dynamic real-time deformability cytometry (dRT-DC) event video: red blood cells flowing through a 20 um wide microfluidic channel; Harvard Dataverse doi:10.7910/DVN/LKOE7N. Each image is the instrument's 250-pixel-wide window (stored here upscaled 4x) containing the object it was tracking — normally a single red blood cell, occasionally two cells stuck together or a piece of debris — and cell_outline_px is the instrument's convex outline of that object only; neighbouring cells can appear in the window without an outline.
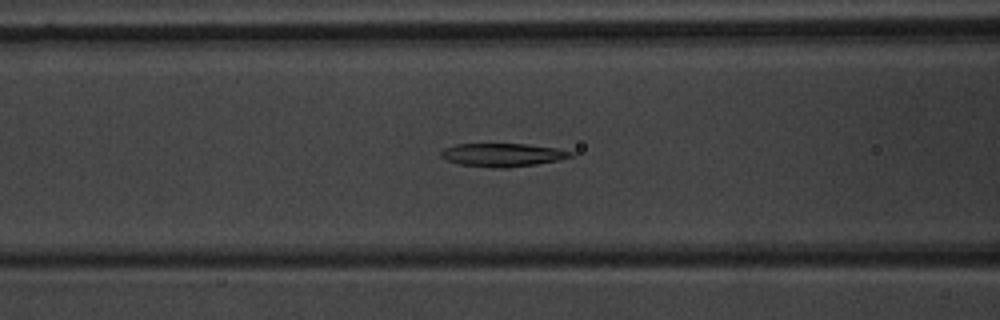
{"species": "common noctule bat (a hibernating species)", "species_latin": "Nyctalus noctula", "temperature_condition": "warm", "stored_images_in_passage": 53, "camera_frame_rate_fps": 3000, "um_per_image_px": 0.085, "animal": {"sex": "male", "body_mass_g": 20.1, "forearm_length_mm": 53.5}, "frame": {"image": 1, "passage_image": 22, "time_ms": 7.0, "image_size_px": [1000, 320], "cell_outline_px": [[572, 156], [556, 160], [536, 164], [508, 168], [492, 168], [460, 164], [448, 160], [440, 156], [440, 152], [444, 148], [456, 144], [528, 144], [556, 148], [572, 152]], "centroid_in_image_um": [42.68, 13.16], "position_along_channel_um": 123.9, "area_um2": 17.46}}
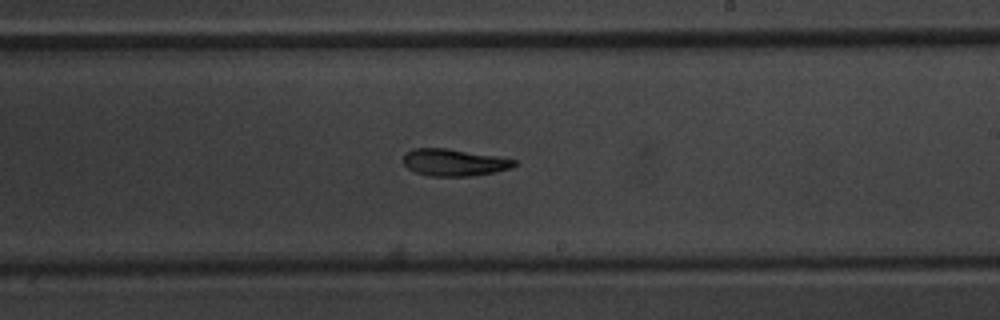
{"frame": {"image": 2, "passage_image": 32, "time_ms": 10.333, "image_size_px": [1000, 320], "cell_outline_px": [[516, 164], [512, 168], [492, 172], [468, 176], [432, 176], [416, 172], [408, 168], [404, 164], [404, 152], [412, 148], [444, 148], [496, 156], [516, 160]], "centroid_in_image_um": [38.56, 13.8], "position_along_channel_um": 250.4, "area_um2": 17.22}}
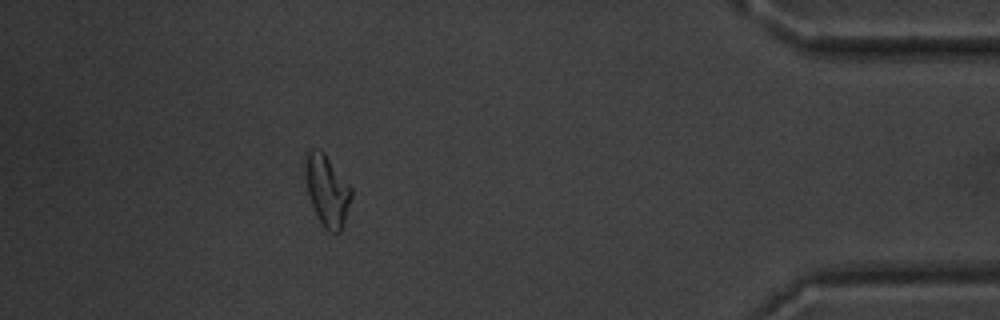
{"frame": {"image": 3, "passage_image": 48, "time_ms": 15.667, "image_size_px": [1000, 320], "cell_outline_px": [[352, 196], [340, 232], [328, 232], [324, 228], [316, 216], [308, 192], [304, 172], [304, 164], [308, 152], [312, 148], [316, 148], [324, 152], [352, 188]], "centroid_in_image_um": [27.79, 16.18], "position_along_channel_um": 407.4, "area_um2": 18.96}, "authors_computed_cell_mechanics": {"area_um2": 18.3804, "velocity_mm_per_s": 3.8049, "shape_relaxation_time_tau1_ms": 10.6639, "shape_relaxation_time_tau2_ms": 3.2386, "deformation_change_tau1": 0.2333, "deformation_change_tau2": 0.1002}}